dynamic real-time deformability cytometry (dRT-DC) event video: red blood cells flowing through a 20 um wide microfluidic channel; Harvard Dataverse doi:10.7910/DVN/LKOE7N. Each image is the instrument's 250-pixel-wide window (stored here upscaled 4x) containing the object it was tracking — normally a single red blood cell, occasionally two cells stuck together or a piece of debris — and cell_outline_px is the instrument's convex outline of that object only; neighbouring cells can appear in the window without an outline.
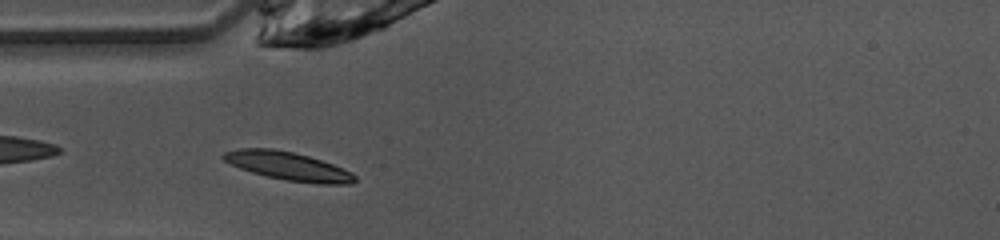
{"species": "common noctule bat (a hibernating species)", "species_latin": "Nyctalus noctula", "temperature_condition": "warm", "stored_images_in_passage": 39, "camera_frame_rate_fps": 3000, "um_per_image_px": 0.085, "animal": {"sex": "female", "body_mass_g": 10.0, "forearm_length_mm": 53.1}, "frame": {"image": 1, "passage_image": 4, "time_ms": 1.0, "image_size_px": [1000, 240], "cell_outline_px": [[356, 180], [352, 184], [320, 184], [288, 180], [268, 176], [252, 172], [240, 168], [224, 160], [220, 156], [224, 152], [240, 148], [272, 148], [292, 152], [308, 156], [332, 164], [352, 172], [356, 176]], "centroid_in_image_um": [24.5, 14.11], "position_along_channel_um": 60.5, "area_um2": 21.44}}
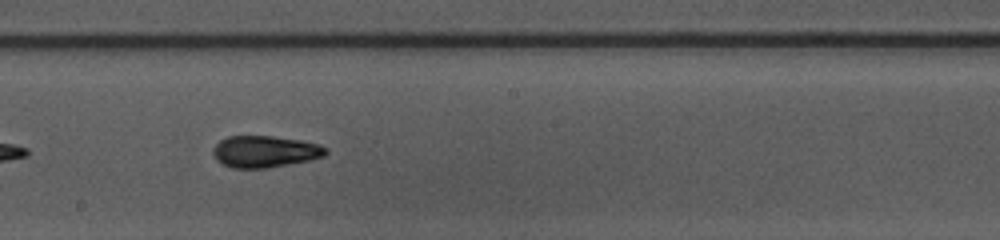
{"frame": {"image": 2, "passage_image": 16, "time_ms": 5.0, "image_size_px": [1000, 240], "cell_outline_px": [[328, 152], [324, 156], [308, 160], [268, 168], [232, 168], [216, 160], [212, 152], [212, 148], [220, 140], [228, 136], [272, 136], [300, 140], [320, 144], [328, 148]], "centroid_in_image_um": [22.51, 12.88], "position_along_channel_um": 225.7, "area_um2": 20.87}}
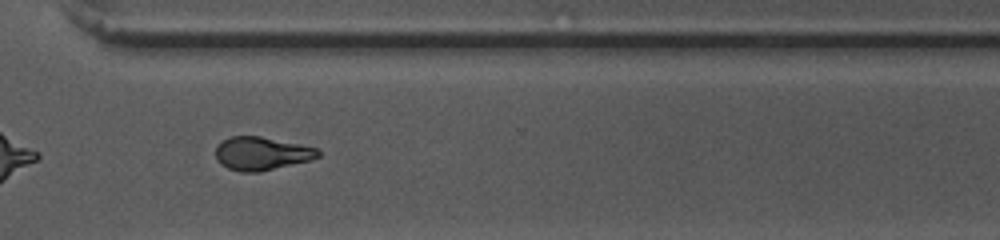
{"frame": {"image": 3, "passage_image": 25, "time_ms": 8.0, "image_size_px": [1000, 240], "cell_outline_px": [[320, 156], [308, 160], [260, 172], [240, 172], [228, 168], [220, 164], [216, 160], [216, 148], [224, 140], [232, 136], [260, 136], [300, 144], [316, 148], [320, 152]], "centroid_in_image_um": [22.21, 13.05], "position_along_channel_um": 348.4, "area_um2": 19.65}, "authors_computed_cell_mechanics": {"area_um2": 20.0566, "velocity_mm_per_s": 4.1015, "shape_relaxation_time_tau1_ms": 6.7394, "shape_relaxation_time_tau2_ms": 2.4471, "deformation_change_tau1": 0.1817, "deformation_change_tau2": 0.0809}}